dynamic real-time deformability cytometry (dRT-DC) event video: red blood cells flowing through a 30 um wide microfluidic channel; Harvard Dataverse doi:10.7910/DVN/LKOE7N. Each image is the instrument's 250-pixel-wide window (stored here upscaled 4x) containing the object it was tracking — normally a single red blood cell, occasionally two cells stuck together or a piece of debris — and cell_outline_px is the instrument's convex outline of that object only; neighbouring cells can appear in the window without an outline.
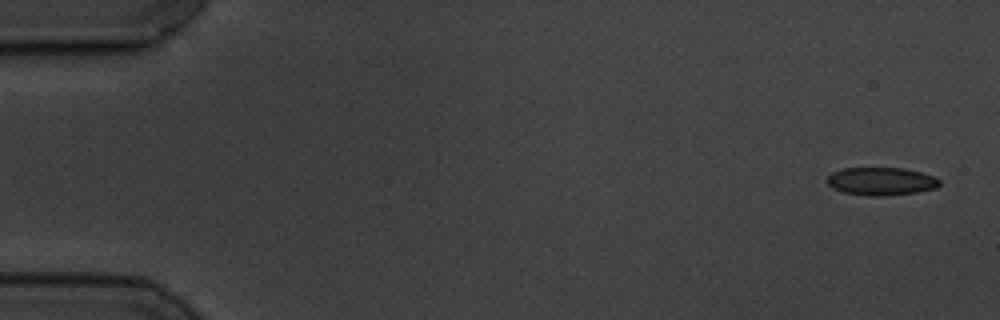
{"species": "common noctule bat (a hibernating species)", "species_latin": "Nyctalus noctula", "temperature_condition": "cold", "stored_images_in_passage": 6, "segment_of_instrument_passage": [1, 2], "camera_frame_rate_fps": 3000, "um_per_image_px": 0.085, "animal": {"sex": "male", "body_mass_g": 19.5, "forearm_length_mm": 54.6}, "frame": {"image": 1, "passage_image": 1, "time_ms": 0.0, "image_size_px": [1000, 320], "cell_outline_px": [[940, 184], [936, 188], [916, 192], [884, 196], [868, 196], [844, 192], [832, 188], [828, 184], [828, 176], [832, 172], [844, 168], [904, 168], [920, 172], [932, 176], [940, 180]], "centroid_in_image_um": [74.89, 15.41], "position_along_channel_um": 10.1, "area_um2": 18.21}}
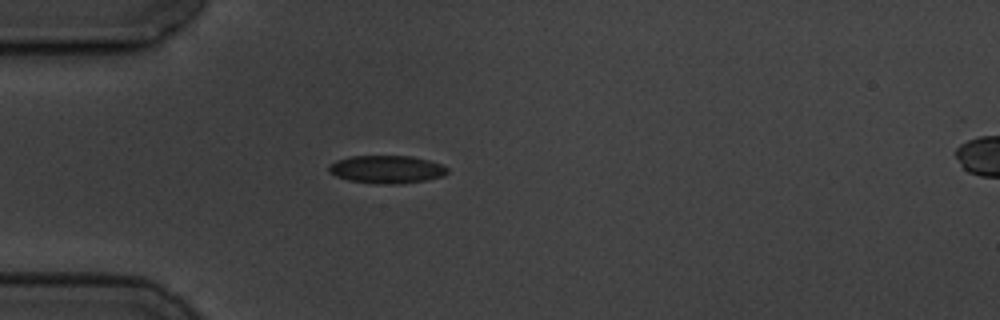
{"frame": {"image": 2, "passage_image": 5, "time_ms": 4.667, "image_size_px": [1000, 320], "cell_outline_px": [[448, 172], [444, 176], [424, 180], [396, 184], [376, 184], [348, 180], [336, 176], [328, 172], [328, 164], [336, 160], [352, 156], [412, 156], [428, 160], [440, 164], [448, 168]], "centroid_in_image_um": [32.83, 14.39], "position_along_channel_um": 52.2, "area_um2": 19.31}}